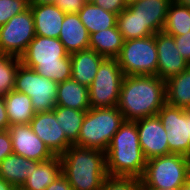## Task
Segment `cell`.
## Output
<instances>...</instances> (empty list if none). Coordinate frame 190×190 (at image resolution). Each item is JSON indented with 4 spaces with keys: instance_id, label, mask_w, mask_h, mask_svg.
I'll return each mask as SVG.
<instances>
[{
    "instance_id": "1",
    "label": "cell",
    "mask_w": 190,
    "mask_h": 190,
    "mask_svg": "<svg viewBox=\"0 0 190 190\" xmlns=\"http://www.w3.org/2000/svg\"><path fill=\"white\" fill-rule=\"evenodd\" d=\"M165 104V80L157 75L124 76L117 108L126 121L156 116Z\"/></svg>"
},
{
    "instance_id": "2",
    "label": "cell",
    "mask_w": 190,
    "mask_h": 190,
    "mask_svg": "<svg viewBox=\"0 0 190 190\" xmlns=\"http://www.w3.org/2000/svg\"><path fill=\"white\" fill-rule=\"evenodd\" d=\"M106 171L109 176L141 178L146 158L140 147L135 121H124L114 134L105 152Z\"/></svg>"
},
{
    "instance_id": "3",
    "label": "cell",
    "mask_w": 190,
    "mask_h": 190,
    "mask_svg": "<svg viewBox=\"0 0 190 190\" xmlns=\"http://www.w3.org/2000/svg\"><path fill=\"white\" fill-rule=\"evenodd\" d=\"M60 157L62 174L73 190H98L105 178V152L71 145Z\"/></svg>"
},
{
    "instance_id": "4",
    "label": "cell",
    "mask_w": 190,
    "mask_h": 190,
    "mask_svg": "<svg viewBox=\"0 0 190 190\" xmlns=\"http://www.w3.org/2000/svg\"><path fill=\"white\" fill-rule=\"evenodd\" d=\"M19 59L24 66L57 83L72 76L70 55L58 38L36 35Z\"/></svg>"
},
{
    "instance_id": "5",
    "label": "cell",
    "mask_w": 190,
    "mask_h": 190,
    "mask_svg": "<svg viewBox=\"0 0 190 190\" xmlns=\"http://www.w3.org/2000/svg\"><path fill=\"white\" fill-rule=\"evenodd\" d=\"M124 121L123 114L117 107L90 108L86 111L79 138L74 145L106 152Z\"/></svg>"
},
{
    "instance_id": "6",
    "label": "cell",
    "mask_w": 190,
    "mask_h": 190,
    "mask_svg": "<svg viewBox=\"0 0 190 190\" xmlns=\"http://www.w3.org/2000/svg\"><path fill=\"white\" fill-rule=\"evenodd\" d=\"M141 188H181L190 180V158L168 154L147 160Z\"/></svg>"
},
{
    "instance_id": "7",
    "label": "cell",
    "mask_w": 190,
    "mask_h": 190,
    "mask_svg": "<svg viewBox=\"0 0 190 190\" xmlns=\"http://www.w3.org/2000/svg\"><path fill=\"white\" fill-rule=\"evenodd\" d=\"M117 61L125 76L157 75L158 53L155 35L125 40Z\"/></svg>"
},
{
    "instance_id": "8",
    "label": "cell",
    "mask_w": 190,
    "mask_h": 190,
    "mask_svg": "<svg viewBox=\"0 0 190 190\" xmlns=\"http://www.w3.org/2000/svg\"><path fill=\"white\" fill-rule=\"evenodd\" d=\"M124 76L117 58H105L88 87L90 108L117 107Z\"/></svg>"
},
{
    "instance_id": "9",
    "label": "cell",
    "mask_w": 190,
    "mask_h": 190,
    "mask_svg": "<svg viewBox=\"0 0 190 190\" xmlns=\"http://www.w3.org/2000/svg\"><path fill=\"white\" fill-rule=\"evenodd\" d=\"M58 83L42 77L34 69L19 64L13 90L31 98L35 112L52 111L56 106Z\"/></svg>"
},
{
    "instance_id": "10",
    "label": "cell",
    "mask_w": 190,
    "mask_h": 190,
    "mask_svg": "<svg viewBox=\"0 0 190 190\" xmlns=\"http://www.w3.org/2000/svg\"><path fill=\"white\" fill-rule=\"evenodd\" d=\"M35 36L33 13L29 7L0 26V55L20 58Z\"/></svg>"
},
{
    "instance_id": "11",
    "label": "cell",
    "mask_w": 190,
    "mask_h": 190,
    "mask_svg": "<svg viewBox=\"0 0 190 190\" xmlns=\"http://www.w3.org/2000/svg\"><path fill=\"white\" fill-rule=\"evenodd\" d=\"M157 116L166 129L170 154H180L190 158L188 110L166 103L158 111Z\"/></svg>"
},
{
    "instance_id": "12",
    "label": "cell",
    "mask_w": 190,
    "mask_h": 190,
    "mask_svg": "<svg viewBox=\"0 0 190 190\" xmlns=\"http://www.w3.org/2000/svg\"><path fill=\"white\" fill-rule=\"evenodd\" d=\"M8 131L12 139L13 154L38 162L55 157L47 145L33 132L30 124L11 125Z\"/></svg>"
},
{
    "instance_id": "13",
    "label": "cell",
    "mask_w": 190,
    "mask_h": 190,
    "mask_svg": "<svg viewBox=\"0 0 190 190\" xmlns=\"http://www.w3.org/2000/svg\"><path fill=\"white\" fill-rule=\"evenodd\" d=\"M135 122L140 147L146 160L170 154L166 129L157 115Z\"/></svg>"
},
{
    "instance_id": "14",
    "label": "cell",
    "mask_w": 190,
    "mask_h": 190,
    "mask_svg": "<svg viewBox=\"0 0 190 190\" xmlns=\"http://www.w3.org/2000/svg\"><path fill=\"white\" fill-rule=\"evenodd\" d=\"M33 132L47 145L55 156H61L72 144L52 111L36 112L30 122Z\"/></svg>"
},
{
    "instance_id": "15",
    "label": "cell",
    "mask_w": 190,
    "mask_h": 190,
    "mask_svg": "<svg viewBox=\"0 0 190 190\" xmlns=\"http://www.w3.org/2000/svg\"><path fill=\"white\" fill-rule=\"evenodd\" d=\"M154 35L158 53L157 76L166 81L185 70L190 64L180 55L173 36L163 31Z\"/></svg>"
},
{
    "instance_id": "16",
    "label": "cell",
    "mask_w": 190,
    "mask_h": 190,
    "mask_svg": "<svg viewBox=\"0 0 190 190\" xmlns=\"http://www.w3.org/2000/svg\"><path fill=\"white\" fill-rule=\"evenodd\" d=\"M171 1L172 0H138L137 2L127 5V8L155 34L164 29L167 9Z\"/></svg>"
},
{
    "instance_id": "17",
    "label": "cell",
    "mask_w": 190,
    "mask_h": 190,
    "mask_svg": "<svg viewBox=\"0 0 190 190\" xmlns=\"http://www.w3.org/2000/svg\"><path fill=\"white\" fill-rule=\"evenodd\" d=\"M33 13L35 33L42 37L58 38L65 13L55 4H29Z\"/></svg>"
},
{
    "instance_id": "18",
    "label": "cell",
    "mask_w": 190,
    "mask_h": 190,
    "mask_svg": "<svg viewBox=\"0 0 190 190\" xmlns=\"http://www.w3.org/2000/svg\"><path fill=\"white\" fill-rule=\"evenodd\" d=\"M89 36L78 13L65 14L58 39L69 55L89 49Z\"/></svg>"
},
{
    "instance_id": "19",
    "label": "cell",
    "mask_w": 190,
    "mask_h": 190,
    "mask_svg": "<svg viewBox=\"0 0 190 190\" xmlns=\"http://www.w3.org/2000/svg\"><path fill=\"white\" fill-rule=\"evenodd\" d=\"M70 59L72 65L71 78L89 87L105 58L89 48L70 54Z\"/></svg>"
},
{
    "instance_id": "20",
    "label": "cell",
    "mask_w": 190,
    "mask_h": 190,
    "mask_svg": "<svg viewBox=\"0 0 190 190\" xmlns=\"http://www.w3.org/2000/svg\"><path fill=\"white\" fill-rule=\"evenodd\" d=\"M56 106L88 111L90 109L89 88L72 78L58 83Z\"/></svg>"
},
{
    "instance_id": "21",
    "label": "cell",
    "mask_w": 190,
    "mask_h": 190,
    "mask_svg": "<svg viewBox=\"0 0 190 190\" xmlns=\"http://www.w3.org/2000/svg\"><path fill=\"white\" fill-rule=\"evenodd\" d=\"M3 95L8 120L11 125L30 124L35 116L31 98L22 92L10 90Z\"/></svg>"
},
{
    "instance_id": "22",
    "label": "cell",
    "mask_w": 190,
    "mask_h": 190,
    "mask_svg": "<svg viewBox=\"0 0 190 190\" xmlns=\"http://www.w3.org/2000/svg\"><path fill=\"white\" fill-rule=\"evenodd\" d=\"M40 162L11 154L0 162V175L13 186H22Z\"/></svg>"
},
{
    "instance_id": "23",
    "label": "cell",
    "mask_w": 190,
    "mask_h": 190,
    "mask_svg": "<svg viewBox=\"0 0 190 190\" xmlns=\"http://www.w3.org/2000/svg\"><path fill=\"white\" fill-rule=\"evenodd\" d=\"M124 38L117 25L89 36V48L104 58H117L124 44Z\"/></svg>"
},
{
    "instance_id": "24",
    "label": "cell",
    "mask_w": 190,
    "mask_h": 190,
    "mask_svg": "<svg viewBox=\"0 0 190 190\" xmlns=\"http://www.w3.org/2000/svg\"><path fill=\"white\" fill-rule=\"evenodd\" d=\"M166 103L185 110L190 109V65L166 80Z\"/></svg>"
},
{
    "instance_id": "25",
    "label": "cell",
    "mask_w": 190,
    "mask_h": 190,
    "mask_svg": "<svg viewBox=\"0 0 190 190\" xmlns=\"http://www.w3.org/2000/svg\"><path fill=\"white\" fill-rule=\"evenodd\" d=\"M78 15L89 35L113 28L117 23V14L104 10L93 2L86 3L78 12Z\"/></svg>"
},
{
    "instance_id": "26",
    "label": "cell",
    "mask_w": 190,
    "mask_h": 190,
    "mask_svg": "<svg viewBox=\"0 0 190 190\" xmlns=\"http://www.w3.org/2000/svg\"><path fill=\"white\" fill-rule=\"evenodd\" d=\"M62 173L61 160L59 156L40 162L32 169L30 176L22 185L27 190H45Z\"/></svg>"
},
{
    "instance_id": "27",
    "label": "cell",
    "mask_w": 190,
    "mask_h": 190,
    "mask_svg": "<svg viewBox=\"0 0 190 190\" xmlns=\"http://www.w3.org/2000/svg\"><path fill=\"white\" fill-rule=\"evenodd\" d=\"M190 31V8L172 0L167 9L163 32L168 35H183Z\"/></svg>"
},
{
    "instance_id": "28",
    "label": "cell",
    "mask_w": 190,
    "mask_h": 190,
    "mask_svg": "<svg viewBox=\"0 0 190 190\" xmlns=\"http://www.w3.org/2000/svg\"><path fill=\"white\" fill-rule=\"evenodd\" d=\"M54 114L63 129L66 139L74 145L78 138L86 111H80L68 107L55 106Z\"/></svg>"
},
{
    "instance_id": "29",
    "label": "cell",
    "mask_w": 190,
    "mask_h": 190,
    "mask_svg": "<svg viewBox=\"0 0 190 190\" xmlns=\"http://www.w3.org/2000/svg\"><path fill=\"white\" fill-rule=\"evenodd\" d=\"M117 28L124 40L145 38L154 33L127 7L117 15Z\"/></svg>"
},
{
    "instance_id": "30",
    "label": "cell",
    "mask_w": 190,
    "mask_h": 190,
    "mask_svg": "<svg viewBox=\"0 0 190 190\" xmlns=\"http://www.w3.org/2000/svg\"><path fill=\"white\" fill-rule=\"evenodd\" d=\"M19 64L20 59L18 57L0 55V95L13 90Z\"/></svg>"
},
{
    "instance_id": "31",
    "label": "cell",
    "mask_w": 190,
    "mask_h": 190,
    "mask_svg": "<svg viewBox=\"0 0 190 190\" xmlns=\"http://www.w3.org/2000/svg\"><path fill=\"white\" fill-rule=\"evenodd\" d=\"M98 190H141V179L108 175Z\"/></svg>"
},
{
    "instance_id": "32",
    "label": "cell",
    "mask_w": 190,
    "mask_h": 190,
    "mask_svg": "<svg viewBox=\"0 0 190 190\" xmlns=\"http://www.w3.org/2000/svg\"><path fill=\"white\" fill-rule=\"evenodd\" d=\"M29 8V0H0V26Z\"/></svg>"
},
{
    "instance_id": "33",
    "label": "cell",
    "mask_w": 190,
    "mask_h": 190,
    "mask_svg": "<svg viewBox=\"0 0 190 190\" xmlns=\"http://www.w3.org/2000/svg\"><path fill=\"white\" fill-rule=\"evenodd\" d=\"M174 37L176 48L180 55L190 64V31L183 35H171Z\"/></svg>"
},
{
    "instance_id": "34",
    "label": "cell",
    "mask_w": 190,
    "mask_h": 190,
    "mask_svg": "<svg viewBox=\"0 0 190 190\" xmlns=\"http://www.w3.org/2000/svg\"><path fill=\"white\" fill-rule=\"evenodd\" d=\"M65 14L78 13L86 4L85 0H56L54 3Z\"/></svg>"
},
{
    "instance_id": "35",
    "label": "cell",
    "mask_w": 190,
    "mask_h": 190,
    "mask_svg": "<svg viewBox=\"0 0 190 190\" xmlns=\"http://www.w3.org/2000/svg\"><path fill=\"white\" fill-rule=\"evenodd\" d=\"M93 3L117 15L127 7L124 0H94Z\"/></svg>"
},
{
    "instance_id": "36",
    "label": "cell",
    "mask_w": 190,
    "mask_h": 190,
    "mask_svg": "<svg viewBox=\"0 0 190 190\" xmlns=\"http://www.w3.org/2000/svg\"><path fill=\"white\" fill-rule=\"evenodd\" d=\"M13 154L12 139L8 130H0V162Z\"/></svg>"
},
{
    "instance_id": "37",
    "label": "cell",
    "mask_w": 190,
    "mask_h": 190,
    "mask_svg": "<svg viewBox=\"0 0 190 190\" xmlns=\"http://www.w3.org/2000/svg\"><path fill=\"white\" fill-rule=\"evenodd\" d=\"M45 190H73L69 181L66 177L61 173L56 180L51 183Z\"/></svg>"
},
{
    "instance_id": "38",
    "label": "cell",
    "mask_w": 190,
    "mask_h": 190,
    "mask_svg": "<svg viewBox=\"0 0 190 190\" xmlns=\"http://www.w3.org/2000/svg\"><path fill=\"white\" fill-rule=\"evenodd\" d=\"M10 126L7 111L5 107V100L3 95H0V130H8Z\"/></svg>"
},
{
    "instance_id": "39",
    "label": "cell",
    "mask_w": 190,
    "mask_h": 190,
    "mask_svg": "<svg viewBox=\"0 0 190 190\" xmlns=\"http://www.w3.org/2000/svg\"><path fill=\"white\" fill-rule=\"evenodd\" d=\"M14 189V186L5 181L3 178L0 179V190H13Z\"/></svg>"
},
{
    "instance_id": "40",
    "label": "cell",
    "mask_w": 190,
    "mask_h": 190,
    "mask_svg": "<svg viewBox=\"0 0 190 190\" xmlns=\"http://www.w3.org/2000/svg\"><path fill=\"white\" fill-rule=\"evenodd\" d=\"M56 0H29V4L46 5L54 4Z\"/></svg>"
},
{
    "instance_id": "41",
    "label": "cell",
    "mask_w": 190,
    "mask_h": 190,
    "mask_svg": "<svg viewBox=\"0 0 190 190\" xmlns=\"http://www.w3.org/2000/svg\"><path fill=\"white\" fill-rule=\"evenodd\" d=\"M141 190H180V188H141Z\"/></svg>"
},
{
    "instance_id": "42",
    "label": "cell",
    "mask_w": 190,
    "mask_h": 190,
    "mask_svg": "<svg viewBox=\"0 0 190 190\" xmlns=\"http://www.w3.org/2000/svg\"><path fill=\"white\" fill-rule=\"evenodd\" d=\"M184 6H188L190 8V0H176Z\"/></svg>"
},
{
    "instance_id": "43",
    "label": "cell",
    "mask_w": 190,
    "mask_h": 190,
    "mask_svg": "<svg viewBox=\"0 0 190 190\" xmlns=\"http://www.w3.org/2000/svg\"><path fill=\"white\" fill-rule=\"evenodd\" d=\"M180 190H190V180H189L186 184H184V185L180 188Z\"/></svg>"
},
{
    "instance_id": "44",
    "label": "cell",
    "mask_w": 190,
    "mask_h": 190,
    "mask_svg": "<svg viewBox=\"0 0 190 190\" xmlns=\"http://www.w3.org/2000/svg\"><path fill=\"white\" fill-rule=\"evenodd\" d=\"M188 135L190 141V109H188Z\"/></svg>"
},
{
    "instance_id": "45",
    "label": "cell",
    "mask_w": 190,
    "mask_h": 190,
    "mask_svg": "<svg viewBox=\"0 0 190 190\" xmlns=\"http://www.w3.org/2000/svg\"><path fill=\"white\" fill-rule=\"evenodd\" d=\"M126 5L132 4L134 2H137L138 0H124Z\"/></svg>"
},
{
    "instance_id": "46",
    "label": "cell",
    "mask_w": 190,
    "mask_h": 190,
    "mask_svg": "<svg viewBox=\"0 0 190 190\" xmlns=\"http://www.w3.org/2000/svg\"><path fill=\"white\" fill-rule=\"evenodd\" d=\"M13 190H27L23 186H14Z\"/></svg>"
},
{
    "instance_id": "47",
    "label": "cell",
    "mask_w": 190,
    "mask_h": 190,
    "mask_svg": "<svg viewBox=\"0 0 190 190\" xmlns=\"http://www.w3.org/2000/svg\"><path fill=\"white\" fill-rule=\"evenodd\" d=\"M94 0H85L86 3H92Z\"/></svg>"
}]
</instances>
